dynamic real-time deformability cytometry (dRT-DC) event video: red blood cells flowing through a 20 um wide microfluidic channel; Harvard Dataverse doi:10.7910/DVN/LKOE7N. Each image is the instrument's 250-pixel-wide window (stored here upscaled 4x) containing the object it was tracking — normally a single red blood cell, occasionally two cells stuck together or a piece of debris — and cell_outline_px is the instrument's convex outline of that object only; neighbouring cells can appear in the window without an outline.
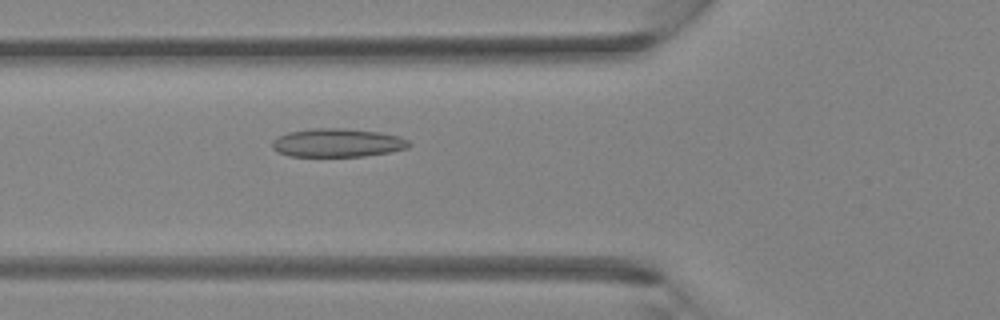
{"species": "Egyptian fruit bat (a non-hibernating species)", "species_latin": "Rousettus aegyptiacus", "temperature_condition": "room temperature", "stored_images_in_passage": 38, "camera_frame_rate_fps": 3000, "um_per_image_px": 0.085, "animal": {"sex": "female"}, "frame": {"image": 1, "passage_image": 12, "time_ms": 3.667, "image_size_px": [1000, 320], "cell_outline_px": [[412, 144], [408, 148], [388, 152], [364, 156], [288, 156], [276, 152], [272, 148], [272, 140], [276, 136], [288, 132], [312, 128], [344, 128], [380, 132], [400, 136], [408, 140]], "centroid_in_image_um": [28.65, 12.13], "position_along_channel_um": 97.1, "area_um2": 22.95}}
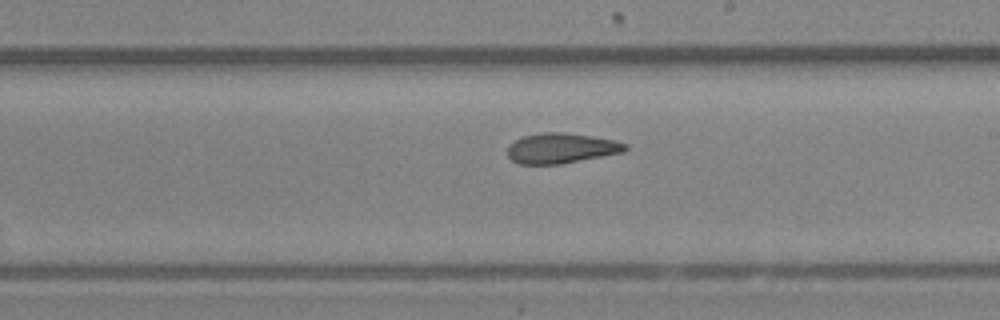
{"frame": {"image": 2, "passage_image": 21, "time_ms": 6.667, "image_size_px": [1000, 320], "cell_outline_px": [[628, 148], [624, 152], [560, 164], [520, 164], [512, 160], [508, 156], [508, 144], [524, 136], [540, 132], [564, 132], [592, 136], [616, 140], [628, 144]], "centroid_in_image_um": [47.72, 12.59], "position_along_channel_um": 241.3, "area_um2": 20.81}}
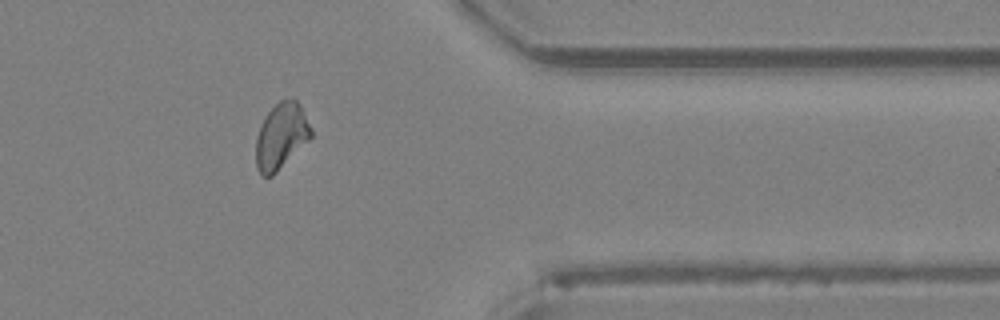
{"frame": {"image": 3, "passage_image": 31, "time_ms": 10.0, "image_size_px": [1000, 320], "cell_outline_px": [[312, 136], [272, 176], [260, 176], [256, 168], [256, 136], [260, 124], [268, 112], [280, 100], [296, 100], [300, 104], [312, 128]], "centroid_in_image_um": [23.88, 11.58], "position_along_channel_um": 387.5, "area_um2": 20.98}}